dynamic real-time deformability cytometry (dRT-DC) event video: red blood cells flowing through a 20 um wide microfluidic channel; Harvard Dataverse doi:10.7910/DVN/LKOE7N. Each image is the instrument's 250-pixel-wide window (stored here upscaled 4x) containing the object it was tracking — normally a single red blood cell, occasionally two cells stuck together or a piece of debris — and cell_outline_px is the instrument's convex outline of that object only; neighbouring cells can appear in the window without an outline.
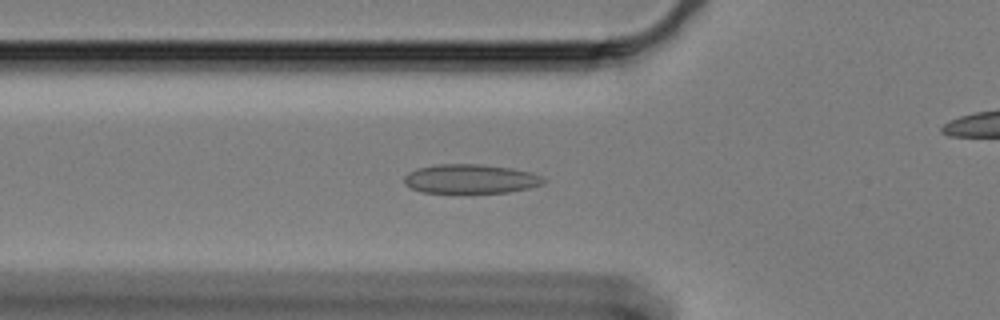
{"species": "Egyptian fruit bat (a non-hibernating species)", "species_latin": "Rousettus aegyptiacus", "temperature_condition": "cold", "stored_images_in_passage": 59, "camera_frame_rate_fps": 3000, "um_per_image_px": 0.085, "animal": {"sex": "female"}, "frame": {"image": 1, "passage_image": 19, "time_ms": 6.0, "image_size_px": [1000, 320], "cell_outline_px": [[548, 180], [544, 184], [528, 188], [508, 192], [464, 196], [420, 192], [404, 184], [404, 176], [408, 172], [416, 168], [436, 164], [480, 164], [512, 168], [528, 172], [540, 176]], "centroid_in_image_um": [39.95, 15.26], "position_along_channel_um": 85.9, "area_um2": 24.91}}
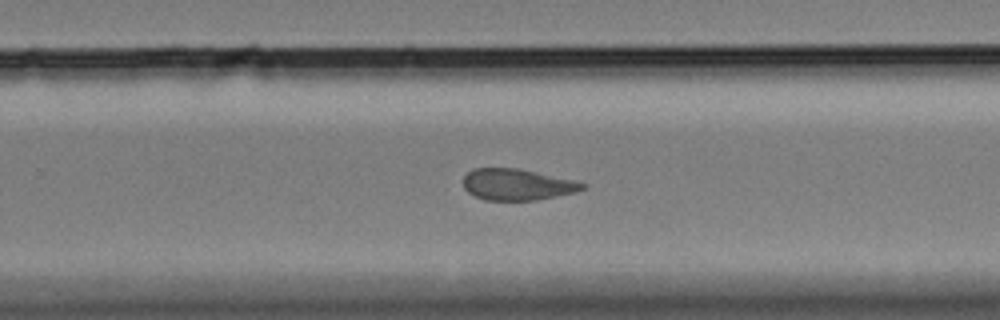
{"frame": {"image": 2, "passage_image": 37, "time_ms": 12.0, "image_size_px": [1000, 320], "cell_outline_px": [[588, 184], [584, 188], [576, 192], [536, 200], [484, 200], [468, 192], [464, 188], [464, 176], [472, 168], [516, 168], [576, 180]], "centroid_in_image_um": [43.97, 15.68], "position_along_channel_um": 285.8, "area_um2": 21.73}}
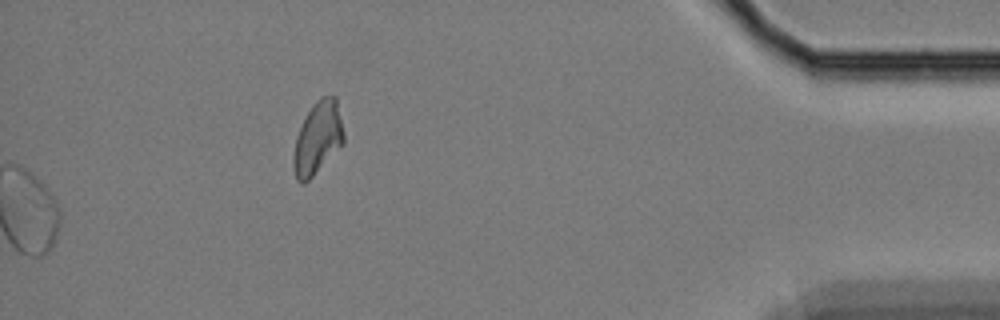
{"frame": {"image": 3, "passage_image": 59, "time_ms": 19.333, "image_size_px": [1000, 320], "cell_outline_px": [[344, 144], [304, 184], [300, 184], [296, 180], [292, 164], [292, 156], [296, 136], [312, 104], [320, 96], [336, 96], [344, 132]], "centroid_in_image_um": [27.0, 11.75], "position_along_channel_um": 408.2, "area_um2": 21.39}, "authors_computed_cell_mechanics": {"area_um2": 24.9696, "velocity_mm_per_s": 3.3278, "shape_relaxation_time_tau1_ms": null, "shape_relaxation_time_tau2_ms": 2.4723, "deformation_change_tau1": null, "deformation_change_tau2": 0.1005}}